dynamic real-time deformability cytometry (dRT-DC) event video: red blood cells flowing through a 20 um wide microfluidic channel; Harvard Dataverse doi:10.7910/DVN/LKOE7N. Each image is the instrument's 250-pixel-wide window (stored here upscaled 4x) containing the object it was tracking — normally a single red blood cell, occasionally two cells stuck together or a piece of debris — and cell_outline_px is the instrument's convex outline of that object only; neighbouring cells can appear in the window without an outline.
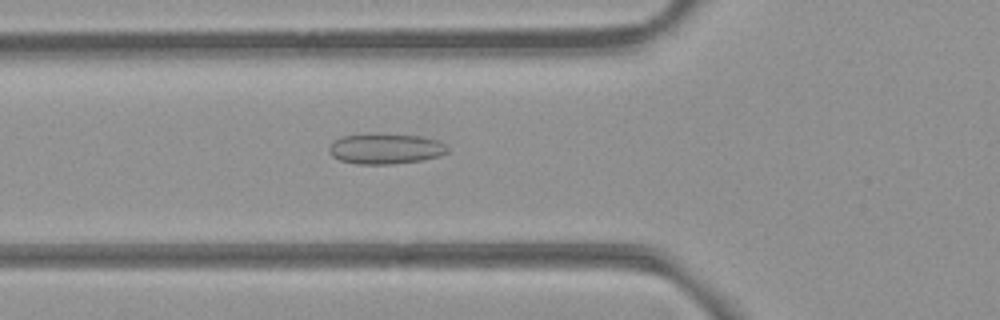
{"species": "common noctule bat (a hibernating species)", "species_latin": "Nyctalus noctula", "temperature_condition": "room temperature", "stored_images_in_passage": 45, "camera_frame_rate_fps": 3000, "um_per_image_px": 0.085, "animal": {"sex": "female", "body_mass_g": 21.9}, "frame": {"image": 1, "passage_image": 15, "time_ms": 4.667, "image_size_px": [1000, 320], "cell_outline_px": [[448, 152], [440, 156], [424, 160], [392, 164], [356, 164], [340, 160], [332, 156], [328, 152], [328, 148], [340, 136], [368, 132], [420, 136], [440, 140], [448, 148]], "centroid_in_image_um": [32.76, 12.62], "position_along_channel_um": 93.0, "area_um2": 21.56}}
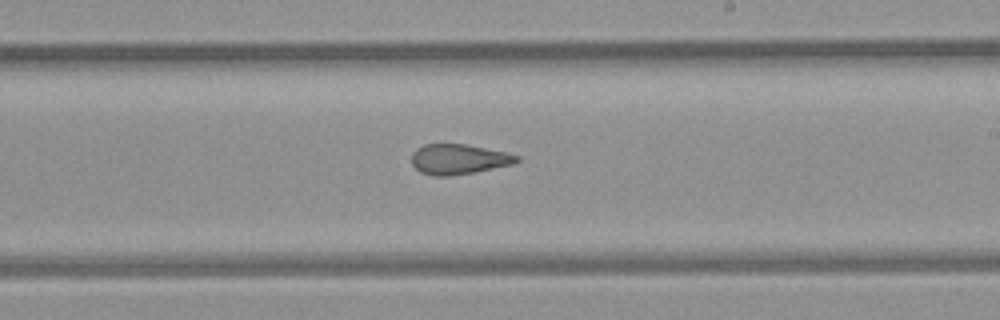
{"frame": {"image": 2, "passage_image": 27, "time_ms": 8.667, "image_size_px": [1000, 320], "cell_outline_px": [[520, 160], [516, 164], [476, 172], [448, 176], [432, 176], [420, 172], [412, 164], [412, 152], [416, 148], [424, 144], [464, 144], [508, 152], [520, 156]], "centroid_in_image_um": [39.02, 13.54], "position_along_channel_um": 250.0, "area_um2": 18.79}}
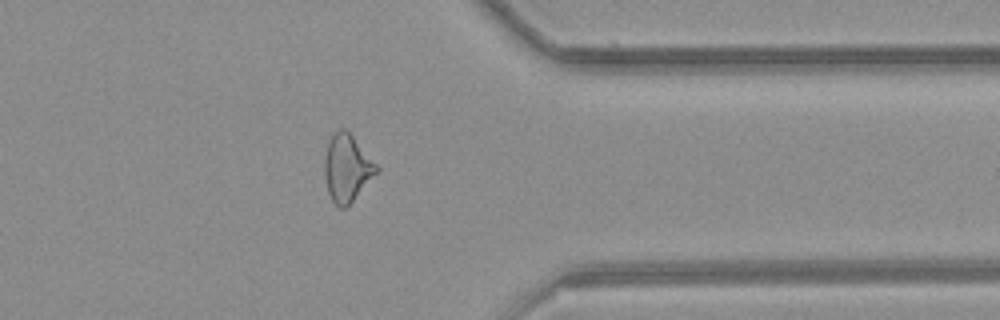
{"frame": {"image": 3, "passage_image": 38, "time_ms": 12.333, "image_size_px": [1000, 320], "cell_outline_px": [[380, 168], [352, 200], [344, 208], [340, 208], [332, 200], [328, 192], [324, 176], [324, 160], [328, 140], [340, 128], [344, 128], [352, 136]], "centroid_in_image_um": [29.46, 14.27], "position_along_channel_um": 381.9, "area_um2": 19.77}, "authors_computed_cell_mechanics": {"area_um2": 19.8254, "velocity_mm_per_s": 3.9005, "shape_relaxation_time_tau1_ms": null, "shape_relaxation_time_tau2_ms": 2.0894, "deformation_change_tau1": null, "deformation_change_tau2": 0.1027}}